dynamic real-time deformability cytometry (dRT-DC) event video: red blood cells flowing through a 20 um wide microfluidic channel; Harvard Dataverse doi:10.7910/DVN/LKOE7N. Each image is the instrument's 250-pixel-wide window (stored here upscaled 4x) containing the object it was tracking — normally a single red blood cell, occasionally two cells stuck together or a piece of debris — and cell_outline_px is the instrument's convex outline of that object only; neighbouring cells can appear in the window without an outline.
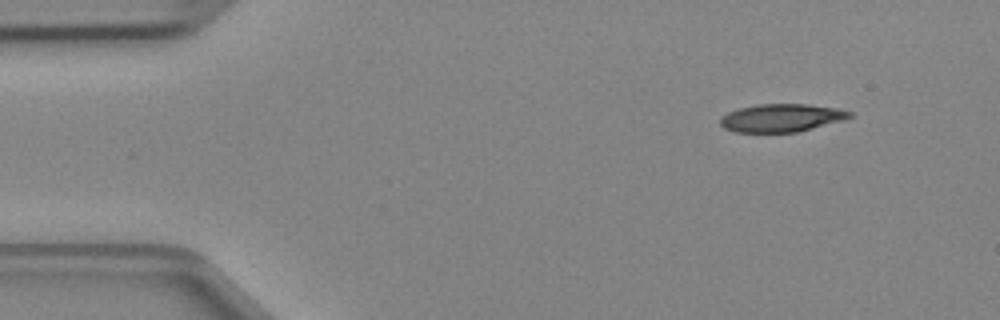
{"species": "Egyptian fruit bat (a non-hibernating species)", "species_latin": "Rousettus aegyptiacus", "temperature_condition": "cold", "stored_images_in_passage": 4, "camera_frame_rate_fps": 3000, "um_per_image_px": 0.085, "animal": {"sex": "female"}, "frame": {"image": 1, "passage_image": 1, "time_ms": 0.0, "image_size_px": [1000, 320], "cell_outline_px": [[852, 116], [844, 120], [796, 132], [736, 132], [724, 128], [720, 124], [720, 116], [728, 112], [740, 108], [760, 104], [808, 104], [836, 108], [852, 112]], "centroid_in_image_um": [66.41, 10.02], "position_along_channel_um": 18.6, "area_um2": 20.98}}
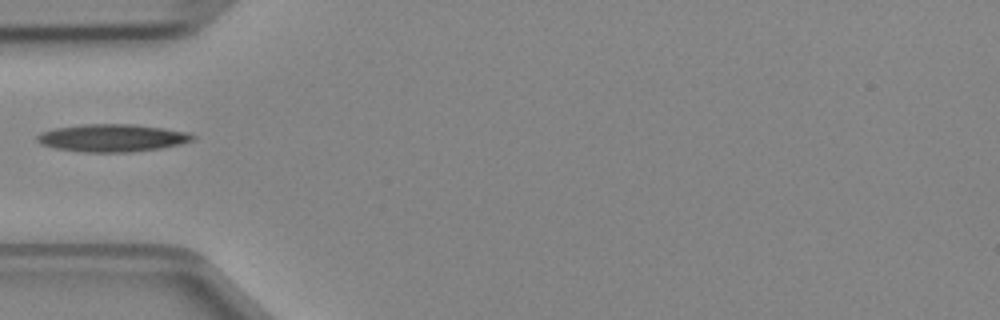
{"frame": {"image": 2, "passage_image": 4, "time_ms": 1.0, "image_size_px": [1000, 320], "cell_outline_px": [[196, 140], [180, 144], [160, 148], [132, 152], [84, 152], [56, 148], [40, 144], [36, 140], [36, 136], [40, 132], [56, 128], [84, 124], [132, 124], [164, 128], [188, 132], [196, 136]], "centroid_in_image_um": [9.56, 11.72], "position_along_channel_um": 75.4, "area_um2": 25.09}}